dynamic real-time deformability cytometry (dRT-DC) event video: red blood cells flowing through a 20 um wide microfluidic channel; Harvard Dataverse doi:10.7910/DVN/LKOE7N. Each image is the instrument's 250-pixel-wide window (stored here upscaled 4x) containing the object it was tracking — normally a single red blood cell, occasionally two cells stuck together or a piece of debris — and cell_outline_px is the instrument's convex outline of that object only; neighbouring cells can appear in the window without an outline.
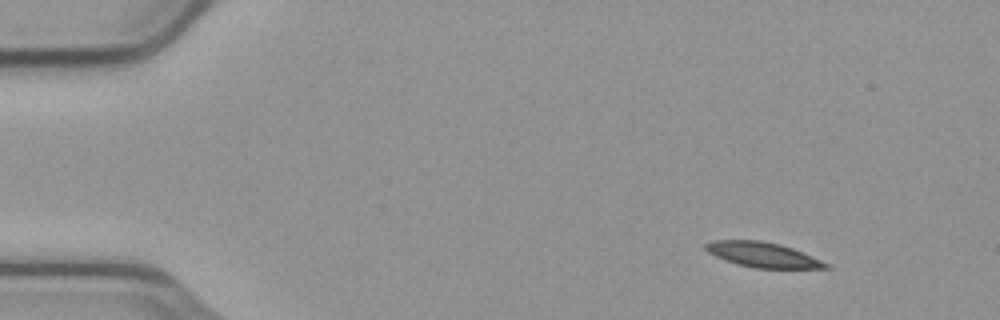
{"species": "common noctule bat (a hibernating species)", "species_latin": "Nyctalus noctula", "temperature_condition": "cold", "stored_images_in_passage": 50, "camera_frame_rate_fps": 3000, "um_per_image_px": 0.085, "animal": {"sex": "male", "body_mass_g": 23.1, "forearm_length_mm": 52.7}, "frame": {"image": 1, "passage_image": 1, "time_ms": 0.0, "image_size_px": [1000, 320], "cell_outline_px": [[832, 268], [752, 268], [736, 264], [724, 260], [708, 252], [704, 248], [704, 244], [712, 240], [760, 240], [780, 244], [792, 248], [832, 264]], "centroid_in_image_um": [64.84, 21.65], "position_along_channel_um": 20.2, "area_um2": 17.69}}
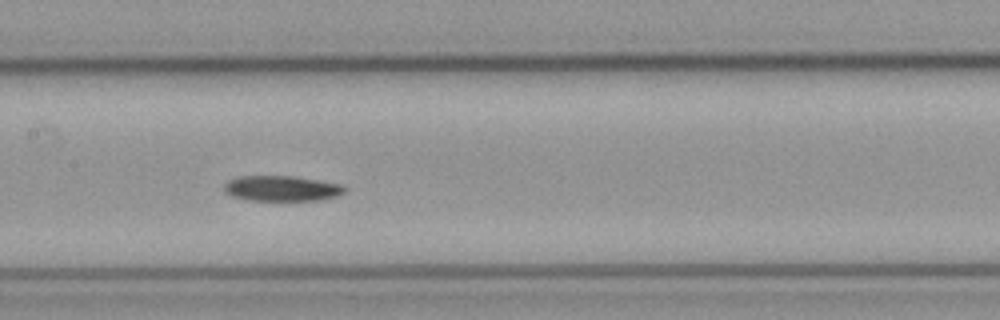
{"frame": {"image": 2, "passage_image": 22, "time_ms": 7.0, "image_size_px": [1000, 320], "cell_outline_px": [[348, 188], [340, 196], [320, 200], [248, 200], [232, 196], [224, 192], [224, 184], [228, 180], [240, 176], [292, 176], [320, 180], [344, 184]], "centroid_in_image_um": [24.0, 16.01], "position_along_channel_um": 183.4, "area_um2": 18.09}}
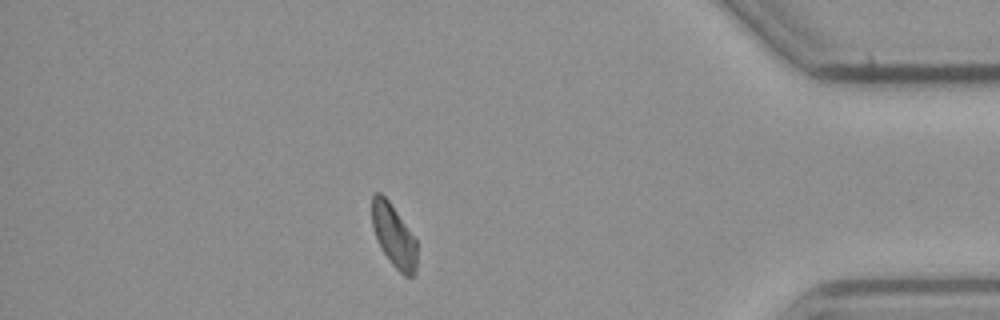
{"frame": {"image": 3, "passage_image": 43, "time_ms": 14.0, "image_size_px": [1000, 320], "cell_outline_px": [[416, 272], [412, 276], [404, 276], [392, 264], [384, 252], [372, 228], [372, 196], [376, 192], [380, 192], [388, 200], [416, 236]], "centroid_in_image_um": [33.49, 20.01], "position_along_channel_um": 401.7, "area_um2": 16.42}}